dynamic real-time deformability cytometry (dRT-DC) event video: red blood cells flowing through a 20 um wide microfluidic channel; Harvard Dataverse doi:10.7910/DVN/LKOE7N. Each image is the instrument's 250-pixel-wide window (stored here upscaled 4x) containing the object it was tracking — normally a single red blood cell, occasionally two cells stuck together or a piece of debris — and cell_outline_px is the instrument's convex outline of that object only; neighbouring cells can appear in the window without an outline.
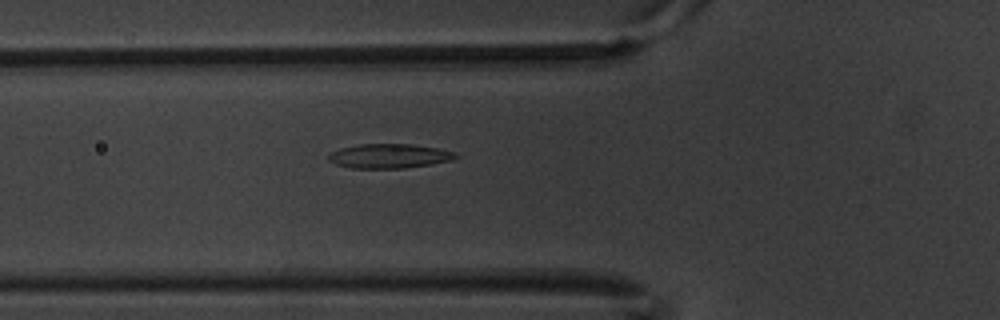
{"species": "common noctule bat (a hibernating species)", "species_latin": "Nyctalus noctula", "temperature_condition": "warm", "stored_images_in_passage": 3, "camera_frame_rate_fps": 3000, "um_per_image_px": 0.085, "animal": {"sex": "male", "body_mass_g": 20.1, "forearm_length_mm": 53.5}, "frame": {"image": 1, "passage_image": 2, "time_ms": 0.333, "image_size_px": [1000, 320], "cell_outline_px": [[460, 156], [452, 160], [432, 164], [404, 168], [352, 168], [336, 164], [328, 160], [328, 152], [340, 148], [356, 144], [412, 144], [436, 148], [452, 152]], "centroid_in_image_um": [33.04, 13.26], "position_along_channel_um": 92.8, "area_um2": 18.09}}